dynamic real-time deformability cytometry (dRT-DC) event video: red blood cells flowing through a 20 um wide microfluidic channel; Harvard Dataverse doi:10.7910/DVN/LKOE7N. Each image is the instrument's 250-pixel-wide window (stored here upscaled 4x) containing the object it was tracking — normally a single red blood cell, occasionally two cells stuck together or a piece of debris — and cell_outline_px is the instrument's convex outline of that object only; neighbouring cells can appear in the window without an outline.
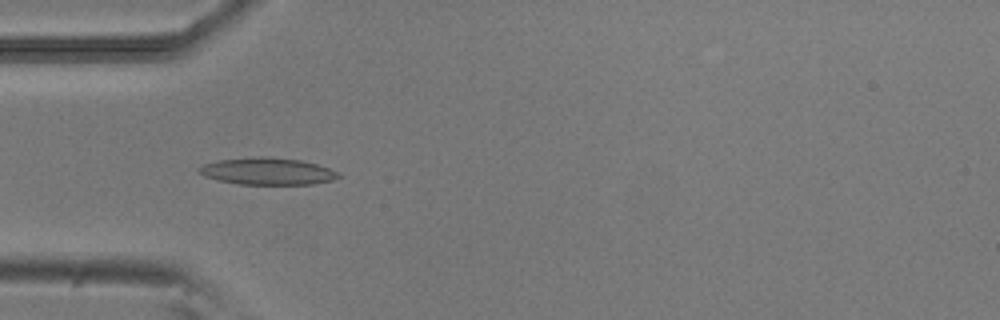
{"species": "common noctule bat (a hibernating species)", "species_latin": "Nyctalus noctula", "temperature_condition": "room temperature", "stored_images_in_passage": 3, "camera_frame_rate_fps": 3000, "um_per_image_px": 0.085, "animal": {"sex": "male", "body_mass_g": 20.5, "forearm_length_mm": 52.5}, "frame": {"image": 1, "passage_image": 2, "time_ms": 0.333, "image_size_px": [1000, 320], "cell_outline_px": [[340, 176], [332, 180], [312, 184], [236, 184], [204, 176], [196, 172], [196, 168], [204, 164], [220, 160], [260, 156], [268, 156], [300, 160], [316, 164], [340, 172]], "centroid_in_image_um": [22.71, 14.55], "position_along_channel_um": 62.3, "area_um2": 21.91}}